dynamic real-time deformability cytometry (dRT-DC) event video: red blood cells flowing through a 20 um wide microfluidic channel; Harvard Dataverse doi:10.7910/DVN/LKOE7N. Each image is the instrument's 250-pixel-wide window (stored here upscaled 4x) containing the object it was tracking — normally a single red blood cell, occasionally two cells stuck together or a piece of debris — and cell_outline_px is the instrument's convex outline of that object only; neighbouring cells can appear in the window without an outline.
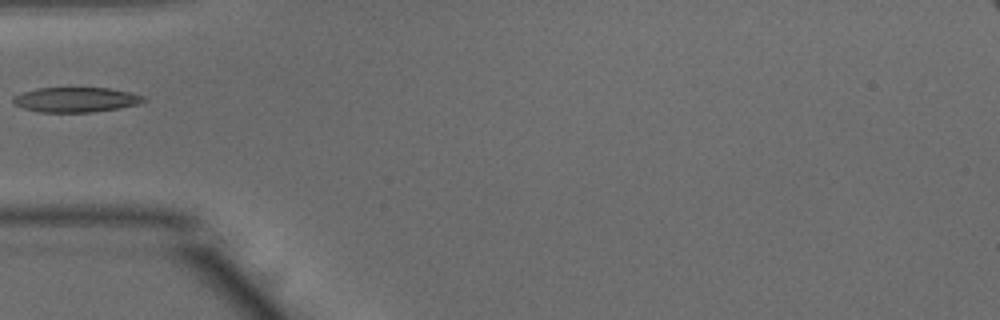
{"species": "common noctule bat (a hibernating species)", "species_latin": "Nyctalus noctula", "temperature_condition": "warm", "stored_images_in_passage": 35, "camera_frame_rate_fps": 3000, "um_per_image_px": 0.085, "animal": {"sex": "male", "body_mass_g": 15.6}, "frame": {"image": 1, "passage_image": 1, "time_ms": 0.0, "image_size_px": [1000, 320], "cell_outline_px": [[144, 100], [136, 104], [120, 108], [92, 112], [40, 112], [24, 108], [12, 104], [12, 100], [16, 96], [24, 92], [36, 88], [108, 88], [128, 92], [144, 96]], "centroid_in_image_um": [6.41, 8.48], "position_along_channel_um": 78.6, "area_um2": 18.67}}
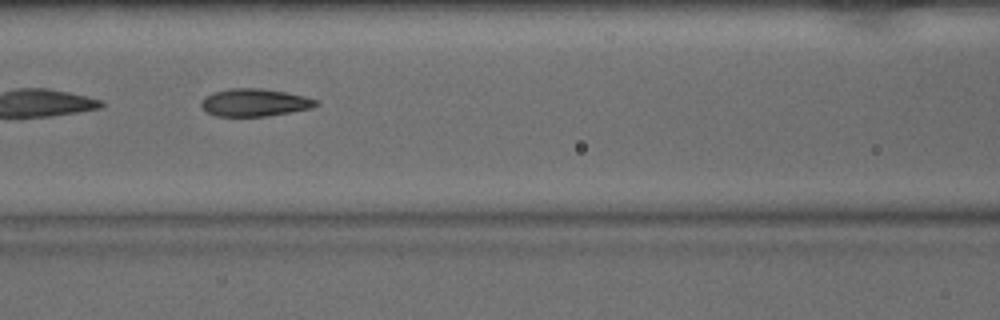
{"frame": {"image": 2, "passage_image": 6, "time_ms": 1.667, "image_size_px": [1000, 320], "cell_outline_px": [[320, 104], [312, 108], [292, 112], [264, 116], [216, 116], [208, 112], [200, 104], [200, 100], [204, 96], [228, 88], [260, 88], [284, 92], [304, 96], [320, 100]], "centroid_in_image_um": [21.67, 8.71], "position_along_channel_um": 144.9, "area_um2": 18.5}}
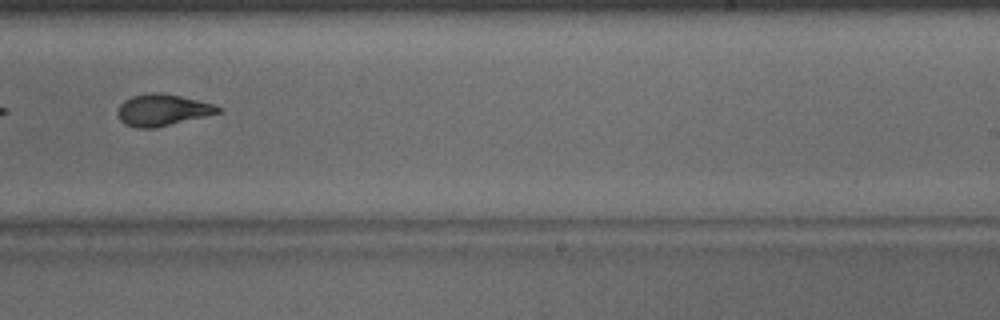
{"frame": {"image": 3, "passage_image": 16, "time_ms": 5.0, "image_size_px": [1000, 320], "cell_outline_px": [[224, 108], [220, 112], [156, 128], [136, 128], [124, 124], [120, 120], [116, 112], [120, 104], [124, 100], [132, 96], [148, 92], [160, 92], [180, 96], [212, 104]], "centroid_in_image_um": [13.75, 9.35], "position_along_channel_um": 275.2, "area_um2": 18.5}}